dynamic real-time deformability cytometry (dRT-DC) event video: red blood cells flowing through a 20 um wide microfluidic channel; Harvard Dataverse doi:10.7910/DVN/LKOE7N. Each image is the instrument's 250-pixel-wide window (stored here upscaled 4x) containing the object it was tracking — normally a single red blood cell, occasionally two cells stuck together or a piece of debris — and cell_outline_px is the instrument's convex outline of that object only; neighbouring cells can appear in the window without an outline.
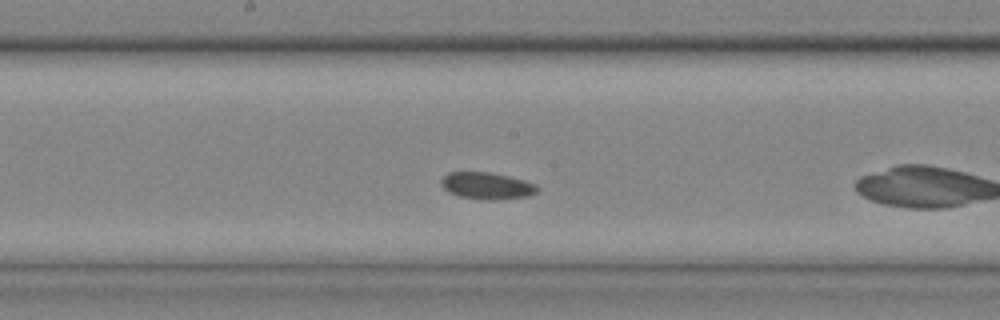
{"species": "common noctule bat (a hibernating species)", "species_latin": "Nyctalus noctula", "temperature_condition": "cold", "stored_images_in_passage": 19, "camera_frame_rate_fps": 3000, "um_per_image_px": 0.085, "animal": {"sex": "male", "body_mass_g": 20.4}, "frame": {"image": 1, "passage_image": 9, "time_ms": 2.667, "image_size_px": [1000, 320], "cell_outline_px": [[540, 188], [536, 192], [528, 196], [488, 200], [480, 200], [460, 196], [448, 192], [440, 184], [440, 180], [448, 172], [492, 172], [524, 180], [536, 184]], "centroid_in_image_um": [41.37, 15.78], "position_along_channel_um": 206.8, "area_um2": 15.09}}